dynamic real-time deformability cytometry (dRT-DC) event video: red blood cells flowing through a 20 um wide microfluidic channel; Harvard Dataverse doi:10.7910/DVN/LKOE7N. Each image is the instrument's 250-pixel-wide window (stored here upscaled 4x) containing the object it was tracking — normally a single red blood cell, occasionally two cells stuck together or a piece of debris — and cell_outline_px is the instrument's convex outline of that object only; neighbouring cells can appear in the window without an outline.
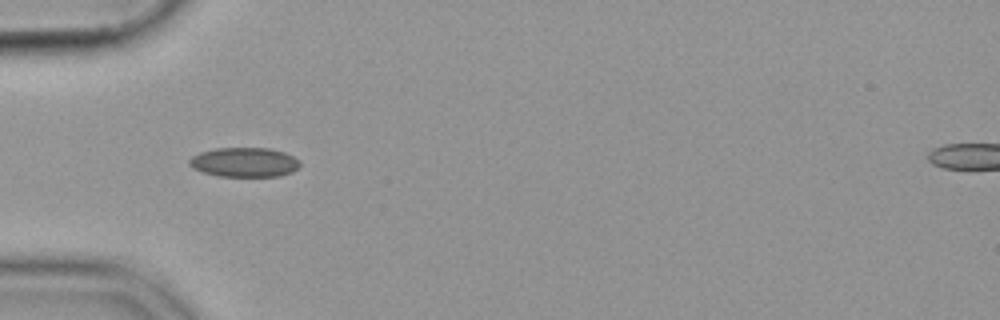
{"species": "common noctule bat (a hibernating species)", "species_latin": "Nyctalus noctula", "temperature_condition": "cold", "stored_images_in_passage": 25, "camera_frame_rate_fps": 3000, "um_per_image_px": 0.085, "animal": {"sex": "female", "body_mass_g": 19.9}, "frame": {"image": 1, "passage_image": 4, "time_ms": 1.0, "image_size_px": [1000, 320], "cell_outline_px": [[300, 164], [292, 172], [280, 176], [220, 176], [204, 172], [192, 168], [188, 164], [188, 160], [192, 156], [200, 152], [216, 148], [268, 148], [284, 152], [300, 160]], "centroid_in_image_um": [20.76, 13.78], "position_along_channel_um": 64.2, "area_um2": 18.96}}
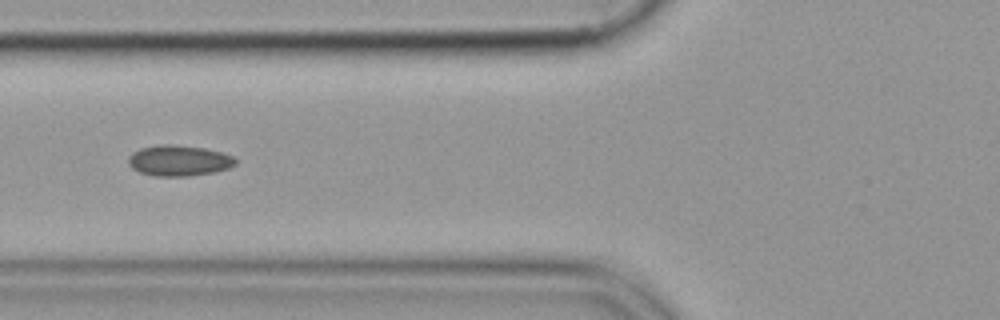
{"frame": {"image": 2, "passage_image": 8, "time_ms": 2.333, "image_size_px": [1000, 320], "cell_outline_px": [[236, 164], [228, 168], [212, 172], [188, 176], [156, 176], [140, 172], [132, 168], [128, 164], [128, 156], [132, 152], [140, 148], [164, 144], [168, 144], [204, 148], [220, 152], [232, 156], [236, 160]], "centroid_in_image_um": [15.17, 13.65], "position_along_channel_um": 110.6, "area_um2": 19.02}}